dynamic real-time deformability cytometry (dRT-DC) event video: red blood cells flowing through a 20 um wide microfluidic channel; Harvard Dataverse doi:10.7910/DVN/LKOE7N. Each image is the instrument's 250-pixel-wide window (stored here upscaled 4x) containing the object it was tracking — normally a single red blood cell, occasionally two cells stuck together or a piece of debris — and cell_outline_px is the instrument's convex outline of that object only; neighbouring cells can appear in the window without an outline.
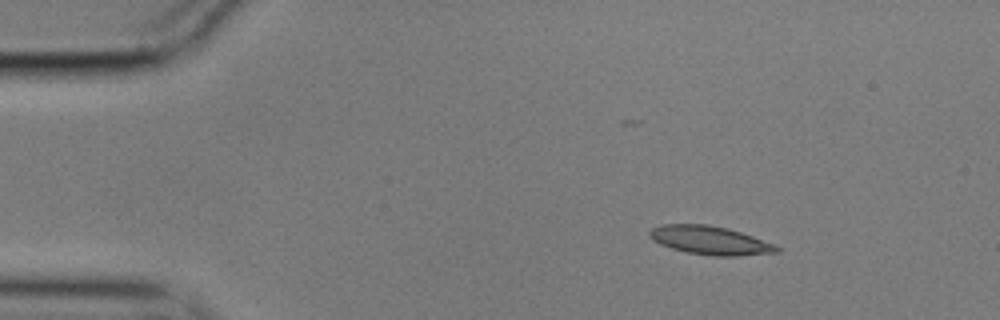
{"species": "common noctule bat (a hibernating species)", "species_latin": "Nyctalus noctula", "temperature_condition": "cold", "stored_images_in_passage": 54, "camera_frame_rate_fps": 3000, "um_per_image_px": 0.085, "animal": {"sex": "male", "body_mass_g": 17.9}, "frame": {"image": 1, "passage_image": 6, "time_ms": 1.667, "image_size_px": [1000, 320], "cell_outline_px": [[780, 252], [736, 256], [712, 256], [688, 252], [672, 248], [660, 244], [652, 240], [648, 236], [648, 232], [652, 228], [660, 224], [708, 224], [728, 228], [776, 244], [780, 248]], "centroid_in_image_um": [60.35, 20.42], "position_along_channel_um": 24.6, "area_um2": 21.27}}
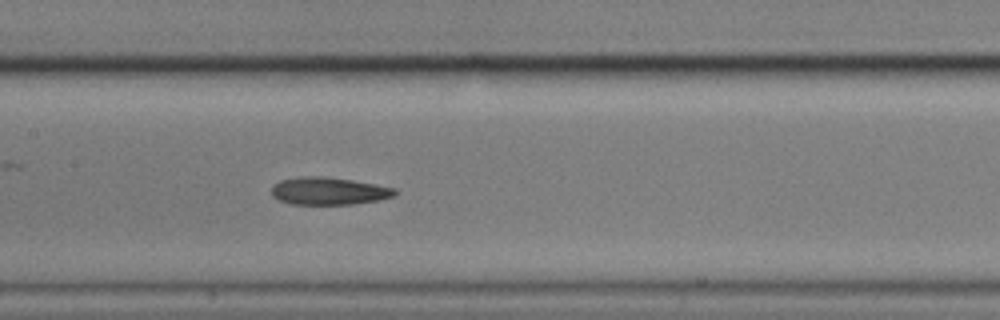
{"frame": {"image": 2, "passage_image": 25, "time_ms": 8.0, "image_size_px": [1000, 320], "cell_outline_px": [[396, 196], [376, 200], [352, 204], [292, 204], [280, 200], [272, 196], [272, 184], [280, 180], [300, 176], [324, 176], [352, 180], [376, 184], [396, 188]], "centroid_in_image_um": [27.93, 16.22], "position_along_channel_um": 179.5, "area_um2": 19.83}}
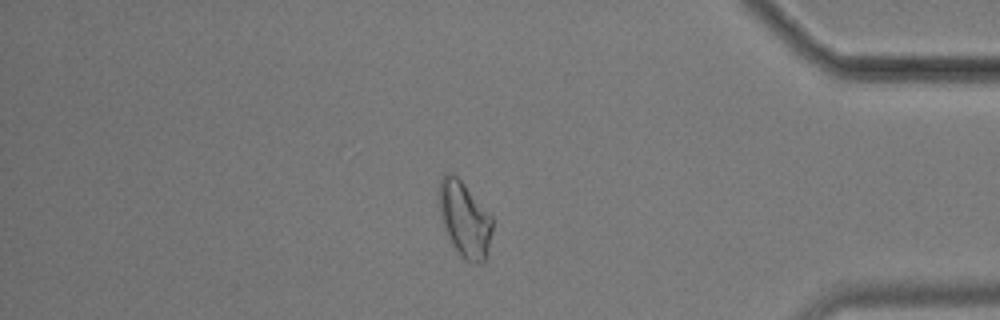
{"frame": {"image": 3, "passage_image": 46, "time_ms": 15.0, "image_size_px": [1000, 320], "cell_outline_px": [[492, 232], [484, 260], [476, 264], [472, 264], [464, 260], [460, 256], [448, 240], [440, 216], [440, 180], [444, 172], [452, 172], [464, 184], [492, 216]], "centroid_in_image_um": [39.47, 18.66], "position_along_channel_um": 395.7, "area_um2": 23.35}, "authors_computed_cell_mechanics": {"area_um2": 20.9525, "velocity_mm_per_s": 3.5072, "shape_relaxation_time_tau1_ms": 8.8732, "shape_relaxation_time_tau2_ms": 5.7186, "deformation_change_tau1": 0.1446, "deformation_change_tau2": 0.1379}}